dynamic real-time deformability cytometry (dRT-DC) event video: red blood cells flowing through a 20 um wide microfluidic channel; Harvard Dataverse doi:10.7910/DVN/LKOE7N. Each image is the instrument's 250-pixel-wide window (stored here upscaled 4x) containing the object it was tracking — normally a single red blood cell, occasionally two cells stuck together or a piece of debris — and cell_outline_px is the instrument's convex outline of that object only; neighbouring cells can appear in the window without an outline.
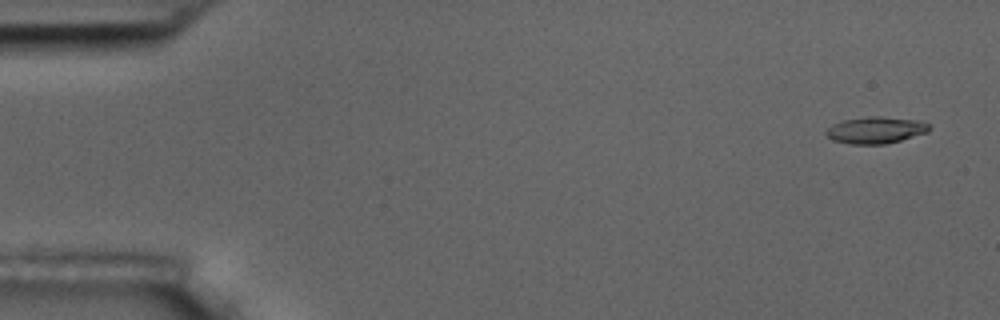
{"species": "common noctule bat (a hibernating species)", "species_latin": "Nyctalus noctula", "temperature_condition": "room temperature", "stored_images_in_passage": 5, "camera_frame_rate_fps": 3000, "um_per_image_px": 0.085, "animal": {"sex": "male", "body_mass_g": 17.5, "forearm_length_mm": 52.3}, "frame": {"image": 1, "passage_image": 1, "time_ms": 0.0, "image_size_px": [1000, 320], "cell_outline_px": [[932, 128], [928, 132], [888, 144], [848, 144], [832, 140], [824, 132], [832, 124], [844, 120], [868, 116], [880, 116], [920, 120], [928, 124]], "centroid_in_image_um": [74.45, 11.06], "position_along_channel_um": 10.6, "area_um2": 16.24}}